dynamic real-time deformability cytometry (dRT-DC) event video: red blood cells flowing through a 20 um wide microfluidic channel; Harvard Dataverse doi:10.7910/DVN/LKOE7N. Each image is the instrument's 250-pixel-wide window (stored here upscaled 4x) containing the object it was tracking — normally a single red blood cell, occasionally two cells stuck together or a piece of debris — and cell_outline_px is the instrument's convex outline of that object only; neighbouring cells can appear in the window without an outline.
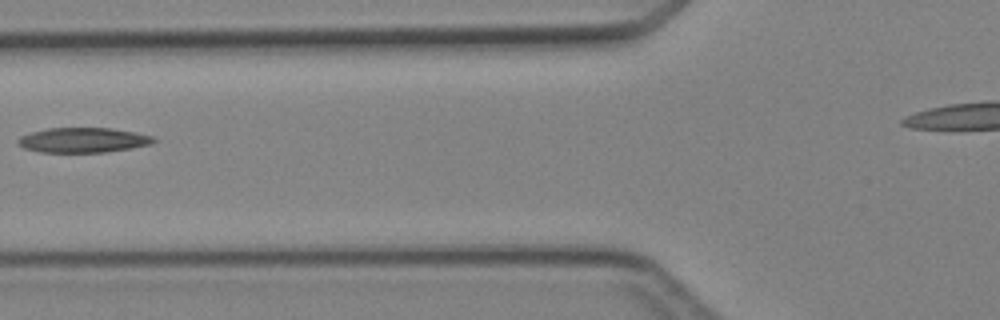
{"species": "Egyptian fruit bat (a non-hibernating species)", "species_latin": "Rousettus aegyptiacus", "temperature_condition": "cold", "stored_images_in_passage": 3, "camera_frame_rate_fps": 3000, "um_per_image_px": 0.085, "animal": {"sex": "female"}, "frame": {"image": 1, "passage_image": 3, "time_ms": 2.333, "image_size_px": [1000, 320], "cell_outline_px": [[156, 140], [148, 144], [132, 148], [104, 152], [40, 152], [24, 148], [16, 144], [16, 140], [20, 136], [32, 132], [48, 128], [112, 128], [136, 132], [152, 136]], "centroid_in_image_um": [7.02, 11.9], "position_along_channel_um": 118.8, "area_um2": 19.65}}